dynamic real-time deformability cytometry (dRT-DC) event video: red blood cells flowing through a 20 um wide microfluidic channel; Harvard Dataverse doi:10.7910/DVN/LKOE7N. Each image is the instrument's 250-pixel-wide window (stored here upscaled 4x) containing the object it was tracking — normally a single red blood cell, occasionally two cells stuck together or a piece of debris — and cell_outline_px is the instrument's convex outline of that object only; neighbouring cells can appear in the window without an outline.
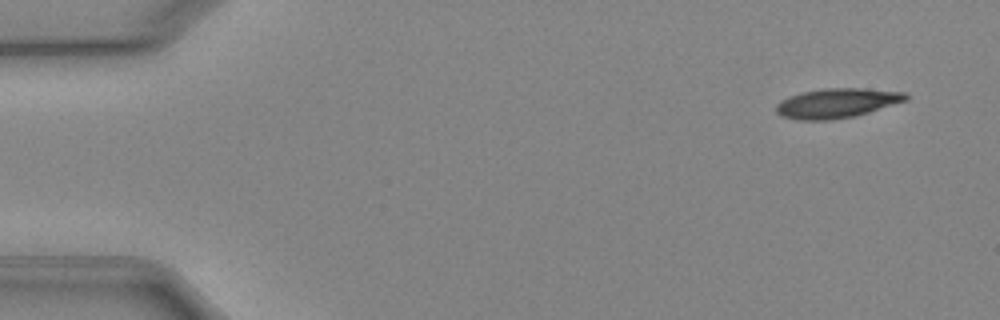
{"species": "Egyptian fruit bat (a non-hibernating species)", "species_latin": "Rousettus aegyptiacus", "temperature_condition": "cold", "stored_images_in_passage": 5, "camera_frame_rate_fps": 3000, "um_per_image_px": 0.085, "animal": {"sex": "female"}, "frame": {"image": 1, "passage_image": 1, "time_ms": 0.0, "image_size_px": [1000, 320], "cell_outline_px": [[908, 100], [856, 116], [832, 120], [796, 120], [780, 116], [776, 112], [776, 104], [780, 100], [788, 96], [804, 92], [824, 88], [860, 88], [904, 92], [908, 96]], "centroid_in_image_um": [71.1, 8.78], "position_along_channel_um": 13.9, "area_um2": 22.48}}
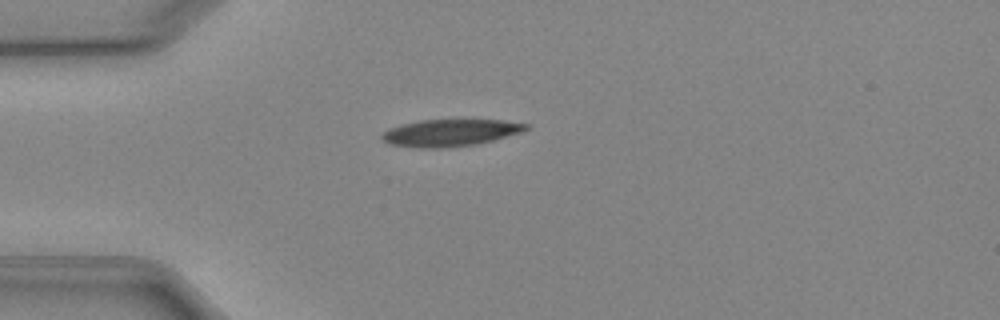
{"frame": {"image": 2, "passage_image": 4, "time_ms": 3.333, "image_size_px": [1000, 320], "cell_outline_px": [[528, 128], [520, 132], [492, 140], [476, 144], [440, 148], [420, 148], [388, 144], [380, 140], [380, 136], [388, 128], [400, 124], [420, 120], [504, 120], [528, 124]], "centroid_in_image_um": [38.18, 11.28], "position_along_channel_um": 46.8, "area_um2": 22.6}}